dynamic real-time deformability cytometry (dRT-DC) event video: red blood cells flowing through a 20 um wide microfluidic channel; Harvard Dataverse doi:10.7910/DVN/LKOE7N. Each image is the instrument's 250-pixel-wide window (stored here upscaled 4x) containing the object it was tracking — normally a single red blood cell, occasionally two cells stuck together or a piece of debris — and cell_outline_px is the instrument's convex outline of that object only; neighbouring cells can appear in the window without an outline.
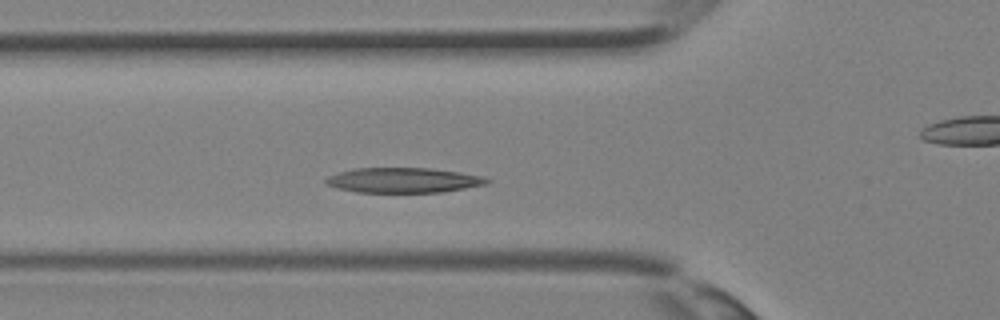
{"species": "Egyptian fruit bat (a non-hibernating species)", "species_latin": "Rousettus aegyptiacus", "temperature_condition": "room temperature", "stored_images_in_passage": 30, "camera_frame_rate_fps": 3000, "um_per_image_px": 0.085, "animal": {"sex": "female"}, "frame": {"image": 1, "passage_image": 6, "time_ms": 1.667, "image_size_px": [1000, 320], "cell_outline_px": [[492, 180], [488, 184], [444, 192], [356, 192], [336, 188], [324, 184], [324, 180], [328, 176], [340, 172], [356, 168], [428, 168], [460, 172], [484, 176]], "centroid_in_image_um": [34.31, 15.32], "position_along_channel_um": 91.5, "area_um2": 23.64}}
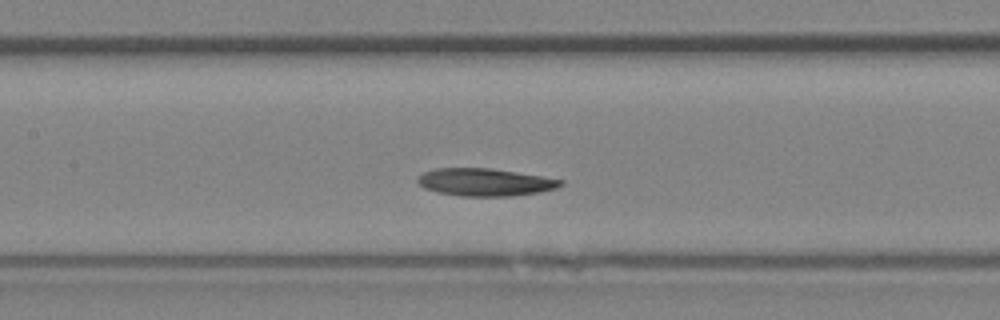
{"frame": {"image": 2, "passage_image": 10, "time_ms": 3.0, "image_size_px": [1000, 320], "cell_outline_px": [[564, 184], [556, 188], [540, 192], [512, 196], [460, 196], [436, 192], [424, 188], [416, 180], [416, 176], [424, 172], [436, 168], [488, 168], [544, 176], [564, 180]], "centroid_in_image_um": [41.22, 15.48], "position_along_channel_um": 166.2, "area_um2": 23.12}}
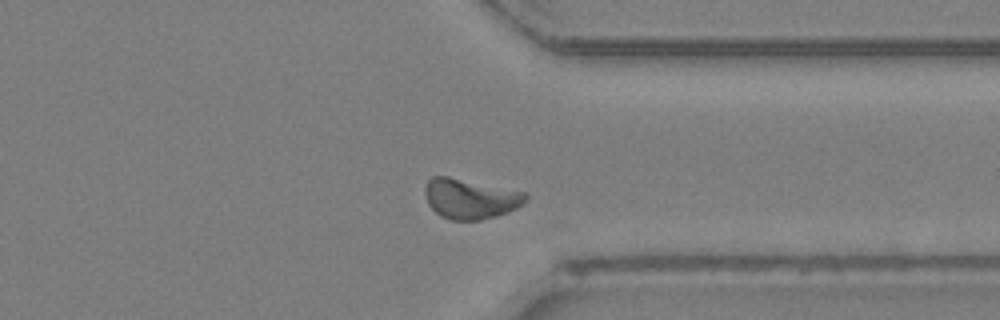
{"frame": {"image": 3, "passage_image": 21, "time_ms": 6.667, "image_size_px": [1000, 320], "cell_outline_px": [[528, 200], [516, 208], [508, 212], [496, 216], [480, 220], [452, 220], [440, 216], [428, 204], [424, 192], [424, 188], [428, 180], [432, 176], [448, 176], [524, 192], [528, 196]], "centroid_in_image_um": [39.96, 16.89], "position_along_channel_um": 371.4, "area_um2": 23.47}}